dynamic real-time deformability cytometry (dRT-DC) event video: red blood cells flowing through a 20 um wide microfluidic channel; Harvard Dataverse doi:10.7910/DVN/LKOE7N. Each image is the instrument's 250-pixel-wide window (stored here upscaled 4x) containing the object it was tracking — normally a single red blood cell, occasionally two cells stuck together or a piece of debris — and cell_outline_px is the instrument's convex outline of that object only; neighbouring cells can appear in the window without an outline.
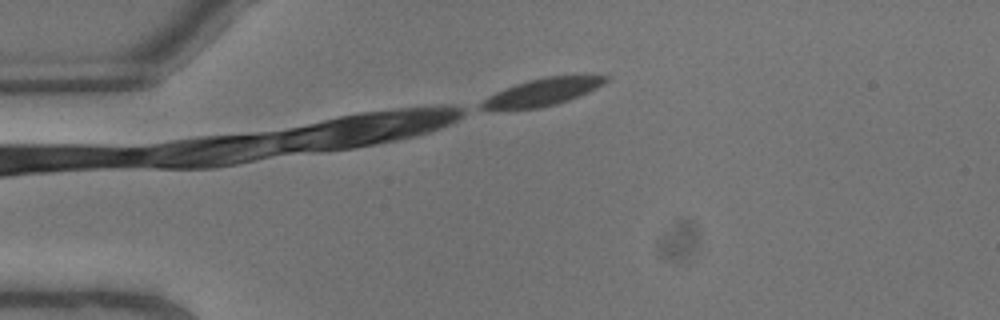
{"species": "common noctule bat (a hibernating species)", "species_latin": "Nyctalus noctula", "temperature_condition": "warm", "stored_images_in_passage": 4, "camera_frame_rate_fps": 3000, "um_per_image_px": 0.085, "animal": {"sex": "male", "body_mass_g": 13.3}, "frame": {"image": 1, "passage_image": 1, "time_ms": 0.0, "image_size_px": [1000, 320], "cell_outline_px": [[608, 80], [604, 84], [588, 92], [568, 100], [556, 104], [540, 108], [480, 108], [480, 104], [488, 96], [496, 92], [516, 84], [528, 80], [544, 76], [608, 76]], "centroid_in_image_um": [46.15, 7.81], "position_along_channel_um": 38.9, "area_um2": 19.13}}
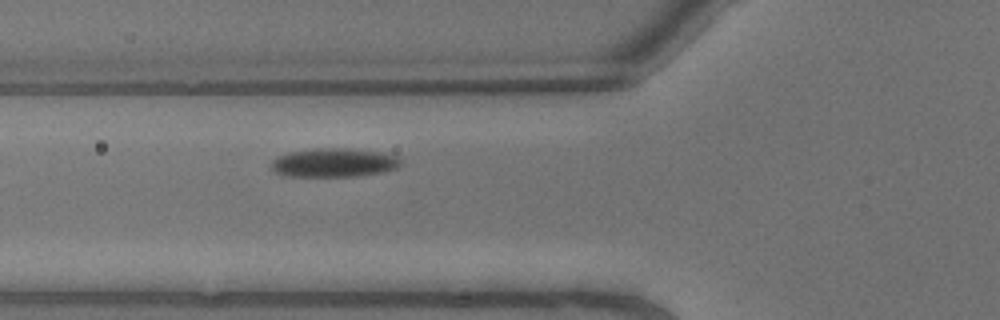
{"frame": {"image": 2, "passage_image": 4, "time_ms": 1.0, "image_size_px": [1000, 320], "cell_outline_px": [[400, 164], [396, 168], [384, 172], [360, 176], [284, 176], [276, 172], [272, 168], [272, 160], [276, 156], [288, 152], [316, 148], [344, 148], [376, 152], [396, 156], [400, 160]], "centroid_in_image_um": [28.34, 13.83], "position_along_channel_um": 97.5, "area_um2": 21.62}}